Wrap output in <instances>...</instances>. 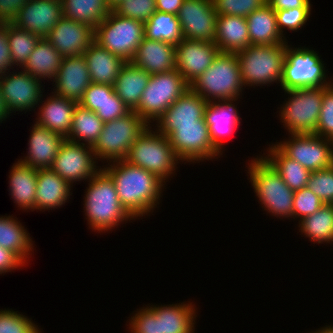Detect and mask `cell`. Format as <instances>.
<instances>
[{"mask_svg": "<svg viewBox=\"0 0 333 333\" xmlns=\"http://www.w3.org/2000/svg\"><path fill=\"white\" fill-rule=\"evenodd\" d=\"M248 162L246 171L249 174V182L262 210L276 218L292 220L294 191L261 155L251 158Z\"/></svg>", "mask_w": 333, "mask_h": 333, "instance_id": "3957f363", "label": "cell"}, {"mask_svg": "<svg viewBox=\"0 0 333 333\" xmlns=\"http://www.w3.org/2000/svg\"><path fill=\"white\" fill-rule=\"evenodd\" d=\"M31 127L27 155L18 160L36 169L51 168L66 138L36 123Z\"/></svg>", "mask_w": 333, "mask_h": 333, "instance_id": "603a6c76", "label": "cell"}, {"mask_svg": "<svg viewBox=\"0 0 333 333\" xmlns=\"http://www.w3.org/2000/svg\"><path fill=\"white\" fill-rule=\"evenodd\" d=\"M149 125L135 112L130 111L123 117L104 123L95 144L92 146L97 160H124L135 140Z\"/></svg>", "mask_w": 333, "mask_h": 333, "instance_id": "9c48e42d", "label": "cell"}, {"mask_svg": "<svg viewBox=\"0 0 333 333\" xmlns=\"http://www.w3.org/2000/svg\"><path fill=\"white\" fill-rule=\"evenodd\" d=\"M26 264L12 251L0 246V275L20 269Z\"/></svg>", "mask_w": 333, "mask_h": 333, "instance_id": "db71d44e", "label": "cell"}, {"mask_svg": "<svg viewBox=\"0 0 333 333\" xmlns=\"http://www.w3.org/2000/svg\"><path fill=\"white\" fill-rule=\"evenodd\" d=\"M184 0H156V10L168 14L179 13Z\"/></svg>", "mask_w": 333, "mask_h": 333, "instance_id": "9f6ffc18", "label": "cell"}, {"mask_svg": "<svg viewBox=\"0 0 333 333\" xmlns=\"http://www.w3.org/2000/svg\"><path fill=\"white\" fill-rule=\"evenodd\" d=\"M315 134L333 141V83L330 86H324L321 112Z\"/></svg>", "mask_w": 333, "mask_h": 333, "instance_id": "7dc6e473", "label": "cell"}, {"mask_svg": "<svg viewBox=\"0 0 333 333\" xmlns=\"http://www.w3.org/2000/svg\"><path fill=\"white\" fill-rule=\"evenodd\" d=\"M87 183L83 209L89 229L103 234L134 220L122 207L114 181L103 168Z\"/></svg>", "mask_w": 333, "mask_h": 333, "instance_id": "7a4b0ae2", "label": "cell"}, {"mask_svg": "<svg viewBox=\"0 0 333 333\" xmlns=\"http://www.w3.org/2000/svg\"><path fill=\"white\" fill-rule=\"evenodd\" d=\"M95 29L62 16L45 37L63 57L83 55L94 42Z\"/></svg>", "mask_w": 333, "mask_h": 333, "instance_id": "ac0fdd59", "label": "cell"}, {"mask_svg": "<svg viewBox=\"0 0 333 333\" xmlns=\"http://www.w3.org/2000/svg\"><path fill=\"white\" fill-rule=\"evenodd\" d=\"M325 204L307 187L294 191L293 219L301 221L306 216L314 214Z\"/></svg>", "mask_w": 333, "mask_h": 333, "instance_id": "bcb514c9", "label": "cell"}, {"mask_svg": "<svg viewBox=\"0 0 333 333\" xmlns=\"http://www.w3.org/2000/svg\"><path fill=\"white\" fill-rule=\"evenodd\" d=\"M29 0H0V24L13 23L19 10Z\"/></svg>", "mask_w": 333, "mask_h": 333, "instance_id": "f5cc1de1", "label": "cell"}, {"mask_svg": "<svg viewBox=\"0 0 333 333\" xmlns=\"http://www.w3.org/2000/svg\"><path fill=\"white\" fill-rule=\"evenodd\" d=\"M275 145L310 172L333 165V141L316 134H291Z\"/></svg>", "mask_w": 333, "mask_h": 333, "instance_id": "7c38bea8", "label": "cell"}, {"mask_svg": "<svg viewBox=\"0 0 333 333\" xmlns=\"http://www.w3.org/2000/svg\"><path fill=\"white\" fill-rule=\"evenodd\" d=\"M168 139L182 164L213 161L222 156L212 145L204 118L198 124L176 125Z\"/></svg>", "mask_w": 333, "mask_h": 333, "instance_id": "4fadbf2b", "label": "cell"}, {"mask_svg": "<svg viewBox=\"0 0 333 333\" xmlns=\"http://www.w3.org/2000/svg\"><path fill=\"white\" fill-rule=\"evenodd\" d=\"M71 188L72 186L51 168L38 169L36 211L44 212L65 206L73 194Z\"/></svg>", "mask_w": 333, "mask_h": 333, "instance_id": "4316f807", "label": "cell"}, {"mask_svg": "<svg viewBox=\"0 0 333 333\" xmlns=\"http://www.w3.org/2000/svg\"><path fill=\"white\" fill-rule=\"evenodd\" d=\"M52 82L53 93L79 103L91 84L84 56L63 57L59 72Z\"/></svg>", "mask_w": 333, "mask_h": 333, "instance_id": "7402d4cb", "label": "cell"}, {"mask_svg": "<svg viewBox=\"0 0 333 333\" xmlns=\"http://www.w3.org/2000/svg\"><path fill=\"white\" fill-rule=\"evenodd\" d=\"M261 156L275 169L285 184L293 191L301 190L307 186L311 172L297 161L287 157L274 143L269 144L266 152Z\"/></svg>", "mask_w": 333, "mask_h": 333, "instance_id": "e575fe53", "label": "cell"}, {"mask_svg": "<svg viewBox=\"0 0 333 333\" xmlns=\"http://www.w3.org/2000/svg\"><path fill=\"white\" fill-rule=\"evenodd\" d=\"M312 8H293L275 10L277 18V27L282 36L284 30L297 32L302 29L309 21Z\"/></svg>", "mask_w": 333, "mask_h": 333, "instance_id": "f6af8a7d", "label": "cell"}, {"mask_svg": "<svg viewBox=\"0 0 333 333\" xmlns=\"http://www.w3.org/2000/svg\"><path fill=\"white\" fill-rule=\"evenodd\" d=\"M103 125L104 122L95 112L77 104L69 136L66 139L92 147L102 132Z\"/></svg>", "mask_w": 333, "mask_h": 333, "instance_id": "74e56055", "label": "cell"}, {"mask_svg": "<svg viewBox=\"0 0 333 333\" xmlns=\"http://www.w3.org/2000/svg\"><path fill=\"white\" fill-rule=\"evenodd\" d=\"M131 63L150 75L176 69L175 45L144 37Z\"/></svg>", "mask_w": 333, "mask_h": 333, "instance_id": "484cf974", "label": "cell"}, {"mask_svg": "<svg viewBox=\"0 0 333 333\" xmlns=\"http://www.w3.org/2000/svg\"><path fill=\"white\" fill-rule=\"evenodd\" d=\"M299 232L317 244H333V204H325L298 222ZM324 242V243H323Z\"/></svg>", "mask_w": 333, "mask_h": 333, "instance_id": "8d00e7d4", "label": "cell"}, {"mask_svg": "<svg viewBox=\"0 0 333 333\" xmlns=\"http://www.w3.org/2000/svg\"><path fill=\"white\" fill-rule=\"evenodd\" d=\"M122 0H107V3L111 8H113L115 5H117Z\"/></svg>", "mask_w": 333, "mask_h": 333, "instance_id": "91938a15", "label": "cell"}, {"mask_svg": "<svg viewBox=\"0 0 333 333\" xmlns=\"http://www.w3.org/2000/svg\"><path fill=\"white\" fill-rule=\"evenodd\" d=\"M145 37L177 45L182 39L180 22L177 15L156 11L144 24Z\"/></svg>", "mask_w": 333, "mask_h": 333, "instance_id": "f35d334b", "label": "cell"}, {"mask_svg": "<svg viewBox=\"0 0 333 333\" xmlns=\"http://www.w3.org/2000/svg\"><path fill=\"white\" fill-rule=\"evenodd\" d=\"M188 89L190 85L176 69L151 74L139 105L134 111L152 126V123H155Z\"/></svg>", "mask_w": 333, "mask_h": 333, "instance_id": "30bf717a", "label": "cell"}, {"mask_svg": "<svg viewBox=\"0 0 333 333\" xmlns=\"http://www.w3.org/2000/svg\"><path fill=\"white\" fill-rule=\"evenodd\" d=\"M324 204H333V165L329 168L313 171L306 186Z\"/></svg>", "mask_w": 333, "mask_h": 333, "instance_id": "7bdbcfd3", "label": "cell"}, {"mask_svg": "<svg viewBox=\"0 0 333 333\" xmlns=\"http://www.w3.org/2000/svg\"><path fill=\"white\" fill-rule=\"evenodd\" d=\"M7 38L14 67L22 68L27 62L40 36L7 23ZM17 65V66H16Z\"/></svg>", "mask_w": 333, "mask_h": 333, "instance_id": "ab89813d", "label": "cell"}, {"mask_svg": "<svg viewBox=\"0 0 333 333\" xmlns=\"http://www.w3.org/2000/svg\"><path fill=\"white\" fill-rule=\"evenodd\" d=\"M236 53L220 52L211 66L190 84L207 102L240 98L245 90Z\"/></svg>", "mask_w": 333, "mask_h": 333, "instance_id": "5b68a950", "label": "cell"}, {"mask_svg": "<svg viewBox=\"0 0 333 333\" xmlns=\"http://www.w3.org/2000/svg\"><path fill=\"white\" fill-rule=\"evenodd\" d=\"M112 11L145 24L157 11L156 0H122L112 8Z\"/></svg>", "mask_w": 333, "mask_h": 333, "instance_id": "b9f144b4", "label": "cell"}, {"mask_svg": "<svg viewBox=\"0 0 333 333\" xmlns=\"http://www.w3.org/2000/svg\"><path fill=\"white\" fill-rule=\"evenodd\" d=\"M34 242L17 217L0 216V246L14 252L26 265L34 253ZM33 252V253H32ZM31 255V256H29Z\"/></svg>", "mask_w": 333, "mask_h": 333, "instance_id": "836d02e7", "label": "cell"}, {"mask_svg": "<svg viewBox=\"0 0 333 333\" xmlns=\"http://www.w3.org/2000/svg\"><path fill=\"white\" fill-rule=\"evenodd\" d=\"M310 333H333V325H325L322 328H318L316 331Z\"/></svg>", "mask_w": 333, "mask_h": 333, "instance_id": "680465c9", "label": "cell"}, {"mask_svg": "<svg viewBox=\"0 0 333 333\" xmlns=\"http://www.w3.org/2000/svg\"><path fill=\"white\" fill-rule=\"evenodd\" d=\"M39 325L18 311L0 309V333H42Z\"/></svg>", "mask_w": 333, "mask_h": 333, "instance_id": "60d3db41", "label": "cell"}, {"mask_svg": "<svg viewBox=\"0 0 333 333\" xmlns=\"http://www.w3.org/2000/svg\"><path fill=\"white\" fill-rule=\"evenodd\" d=\"M214 42L220 52L238 53L250 43L245 17L217 15Z\"/></svg>", "mask_w": 333, "mask_h": 333, "instance_id": "f546056e", "label": "cell"}, {"mask_svg": "<svg viewBox=\"0 0 333 333\" xmlns=\"http://www.w3.org/2000/svg\"><path fill=\"white\" fill-rule=\"evenodd\" d=\"M156 175L165 184L175 175L182 161L176 156L168 137L149 125L135 140L124 159Z\"/></svg>", "mask_w": 333, "mask_h": 333, "instance_id": "277c9868", "label": "cell"}, {"mask_svg": "<svg viewBox=\"0 0 333 333\" xmlns=\"http://www.w3.org/2000/svg\"><path fill=\"white\" fill-rule=\"evenodd\" d=\"M97 165L91 146L65 139L51 169L73 187V183L89 181L102 168Z\"/></svg>", "mask_w": 333, "mask_h": 333, "instance_id": "5bb4252c", "label": "cell"}, {"mask_svg": "<svg viewBox=\"0 0 333 333\" xmlns=\"http://www.w3.org/2000/svg\"><path fill=\"white\" fill-rule=\"evenodd\" d=\"M208 102L188 89L156 121L154 128L169 137L176 125L198 124L204 118ZM157 127V128H156Z\"/></svg>", "mask_w": 333, "mask_h": 333, "instance_id": "d6986e66", "label": "cell"}, {"mask_svg": "<svg viewBox=\"0 0 333 333\" xmlns=\"http://www.w3.org/2000/svg\"><path fill=\"white\" fill-rule=\"evenodd\" d=\"M219 53L214 41L183 38L175 46L176 70L190 85L211 66Z\"/></svg>", "mask_w": 333, "mask_h": 333, "instance_id": "2e32d148", "label": "cell"}, {"mask_svg": "<svg viewBox=\"0 0 333 333\" xmlns=\"http://www.w3.org/2000/svg\"><path fill=\"white\" fill-rule=\"evenodd\" d=\"M37 175L38 169L19 160L10 169L9 195L15 205L23 211L36 210Z\"/></svg>", "mask_w": 333, "mask_h": 333, "instance_id": "83f0119b", "label": "cell"}, {"mask_svg": "<svg viewBox=\"0 0 333 333\" xmlns=\"http://www.w3.org/2000/svg\"><path fill=\"white\" fill-rule=\"evenodd\" d=\"M287 101L280 105L279 120L291 134H315L321 112L324 86L284 91Z\"/></svg>", "mask_w": 333, "mask_h": 333, "instance_id": "ba28073f", "label": "cell"}, {"mask_svg": "<svg viewBox=\"0 0 333 333\" xmlns=\"http://www.w3.org/2000/svg\"><path fill=\"white\" fill-rule=\"evenodd\" d=\"M89 70L91 83L113 86L126 62L112 54L97 42H93L83 54Z\"/></svg>", "mask_w": 333, "mask_h": 333, "instance_id": "f1b7e54d", "label": "cell"}, {"mask_svg": "<svg viewBox=\"0 0 333 333\" xmlns=\"http://www.w3.org/2000/svg\"><path fill=\"white\" fill-rule=\"evenodd\" d=\"M319 52L305 46L292 47L286 43V57L283 64L282 79L280 82L283 91L330 86L333 78L329 80L326 73V63L322 61ZM321 58V59H320ZM325 66V67H324Z\"/></svg>", "mask_w": 333, "mask_h": 333, "instance_id": "52a82bcc", "label": "cell"}, {"mask_svg": "<svg viewBox=\"0 0 333 333\" xmlns=\"http://www.w3.org/2000/svg\"><path fill=\"white\" fill-rule=\"evenodd\" d=\"M267 0H212L217 15L247 17L255 10L263 7Z\"/></svg>", "mask_w": 333, "mask_h": 333, "instance_id": "ee69618b", "label": "cell"}, {"mask_svg": "<svg viewBox=\"0 0 333 333\" xmlns=\"http://www.w3.org/2000/svg\"><path fill=\"white\" fill-rule=\"evenodd\" d=\"M177 17L184 39L214 41L217 13L212 0H184Z\"/></svg>", "mask_w": 333, "mask_h": 333, "instance_id": "e0dca14e", "label": "cell"}, {"mask_svg": "<svg viewBox=\"0 0 333 333\" xmlns=\"http://www.w3.org/2000/svg\"><path fill=\"white\" fill-rule=\"evenodd\" d=\"M61 17V0H29L19 10L12 24L43 38Z\"/></svg>", "mask_w": 333, "mask_h": 333, "instance_id": "ffe728a7", "label": "cell"}, {"mask_svg": "<svg viewBox=\"0 0 333 333\" xmlns=\"http://www.w3.org/2000/svg\"><path fill=\"white\" fill-rule=\"evenodd\" d=\"M274 10L312 8L310 0H267Z\"/></svg>", "mask_w": 333, "mask_h": 333, "instance_id": "11a10c76", "label": "cell"}, {"mask_svg": "<svg viewBox=\"0 0 333 333\" xmlns=\"http://www.w3.org/2000/svg\"><path fill=\"white\" fill-rule=\"evenodd\" d=\"M8 71L0 77L1 92L9 114L16 111H34L43 99L42 80L28 74L25 70ZM35 108V109H34Z\"/></svg>", "mask_w": 333, "mask_h": 333, "instance_id": "9a60e30c", "label": "cell"}, {"mask_svg": "<svg viewBox=\"0 0 333 333\" xmlns=\"http://www.w3.org/2000/svg\"><path fill=\"white\" fill-rule=\"evenodd\" d=\"M144 37V23L111 11L95 28L94 41L125 62H131Z\"/></svg>", "mask_w": 333, "mask_h": 333, "instance_id": "8fae6325", "label": "cell"}, {"mask_svg": "<svg viewBox=\"0 0 333 333\" xmlns=\"http://www.w3.org/2000/svg\"><path fill=\"white\" fill-rule=\"evenodd\" d=\"M51 93V96L43 101L41 99L37 105L39 110L38 114L36 113L35 123L67 138L72 125L73 113L78 103Z\"/></svg>", "mask_w": 333, "mask_h": 333, "instance_id": "cb8c5ba5", "label": "cell"}, {"mask_svg": "<svg viewBox=\"0 0 333 333\" xmlns=\"http://www.w3.org/2000/svg\"><path fill=\"white\" fill-rule=\"evenodd\" d=\"M11 116L5 107L4 98L1 92V86H0V123H3L2 121H6V119Z\"/></svg>", "mask_w": 333, "mask_h": 333, "instance_id": "6f0895ef", "label": "cell"}, {"mask_svg": "<svg viewBox=\"0 0 333 333\" xmlns=\"http://www.w3.org/2000/svg\"><path fill=\"white\" fill-rule=\"evenodd\" d=\"M187 302L151 306L148 304L157 315L158 333H195L197 308L195 303Z\"/></svg>", "mask_w": 333, "mask_h": 333, "instance_id": "d4e9b609", "label": "cell"}, {"mask_svg": "<svg viewBox=\"0 0 333 333\" xmlns=\"http://www.w3.org/2000/svg\"><path fill=\"white\" fill-rule=\"evenodd\" d=\"M62 60L63 55L43 37L39 39L22 70L37 79L53 81L59 72Z\"/></svg>", "mask_w": 333, "mask_h": 333, "instance_id": "d6a6232c", "label": "cell"}, {"mask_svg": "<svg viewBox=\"0 0 333 333\" xmlns=\"http://www.w3.org/2000/svg\"><path fill=\"white\" fill-rule=\"evenodd\" d=\"M7 38V24H0V77L14 70ZM11 69V70H10Z\"/></svg>", "mask_w": 333, "mask_h": 333, "instance_id": "816d5d0a", "label": "cell"}, {"mask_svg": "<svg viewBox=\"0 0 333 333\" xmlns=\"http://www.w3.org/2000/svg\"><path fill=\"white\" fill-rule=\"evenodd\" d=\"M130 112L129 108L118 97L115 92L110 97H107L99 110L95 113L104 122H109L117 118L123 117Z\"/></svg>", "mask_w": 333, "mask_h": 333, "instance_id": "f907efd6", "label": "cell"}, {"mask_svg": "<svg viewBox=\"0 0 333 333\" xmlns=\"http://www.w3.org/2000/svg\"><path fill=\"white\" fill-rule=\"evenodd\" d=\"M113 92L114 89L111 85L91 83L78 104L84 108L96 112L100 109L107 97H110Z\"/></svg>", "mask_w": 333, "mask_h": 333, "instance_id": "681fc988", "label": "cell"}, {"mask_svg": "<svg viewBox=\"0 0 333 333\" xmlns=\"http://www.w3.org/2000/svg\"><path fill=\"white\" fill-rule=\"evenodd\" d=\"M134 315L131 316L128 332L130 333H158L157 315L146 305V307L137 309Z\"/></svg>", "mask_w": 333, "mask_h": 333, "instance_id": "c3c4849f", "label": "cell"}, {"mask_svg": "<svg viewBox=\"0 0 333 333\" xmlns=\"http://www.w3.org/2000/svg\"><path fill=\"white\" fill-rule=\"evenodd\" d=\"M251 44L273 45L287 43L277 27L275 10L266 3L246 17Z\"/></svg>", "mask_w": 333, "mask_h": 333, "instance_id": "4dcf8cb0", "label": "cell"}, {"mask_svg": "<svg viewBox=\"0 0 333 333\" xmlns=\"http://www.w3.org/2000/svg\"><path fill=\"white\" fill-rule=\"evenodd\" d=\"M239 98L208 102L204 119L208 126L213 147L223 155L225 137L232 135L241 123V118L234 102Z\"/></svg>", "mask_w": 333, "mask_h": 333, "instance_id": "44dd1931", "label": "cell"}, {"mask_svg": "<svg viewBox=\"0 0 333 333\" xmlns=\"http://www.w3.org/2000/svg\"><path fill=\"white\" fill-rule=\"evenodd\" d=\"M150 74L131 62H126L115 80V94L124 102L130 111H134L140 102L141 95L148 85Z\"/></svg>", "mask_w": 333, "mask_h": 333, "instance_id": "1f68e13d", "label": "cell"}, {"mask_svg": "<svg viewBox=\"0 0 333 333\" xmlns=\"http://www.w3.org/2000/svg\"><path fill=\"white\" fill-rule=\"evenodd\" d=\"M62 16L96 28L112 11L107 0H61Z\"/></svg>", "mask_w": 333, "mask_h": 333, "instance_id": "d590c367", "label": "cell"}, {"mask_svg": "<svg viewBox=\"0 0 333 333\" xmlns=\"http://www.w3.org/2000/svg\"><path fill=\"white\" fill-rule=\"evenodd\" d=\"M244 88L280 84L286 57V43L251 44L236 53Z\"/></svg>", "mask_w": 333, "mask_h": 333, "instance_id": "8992f818", "label": "cell"}, {"mask_svg": "<svg viewBox=\"0 0 333 333\" xmlns=\"http://www.w3.org/2000/svg\"><path fill=\"white\" fill-rule=\"evenodd\" d=\"M103 169L113 179L122 207L134 220L150 216L159 207L166 186L156 175L125 160L109 162Z\"/></svg>", "mask_w": 333, "mask_h": 333, "instance_id": "6da1fadb", "label": "cell"}]
</instances>
